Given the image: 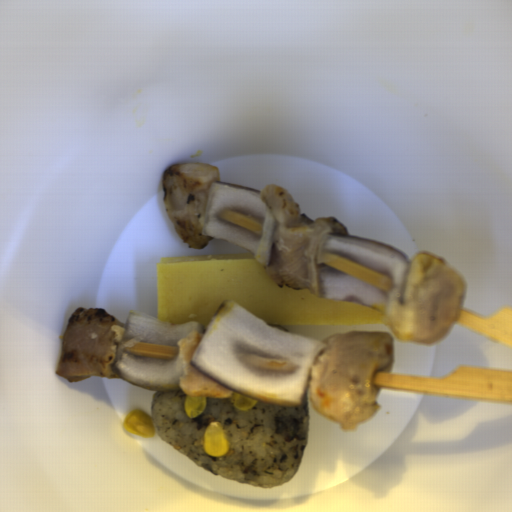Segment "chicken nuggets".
I'll return each mask as SVG.
<instances>
[{
  "label": "chicken nuggets",
  "mask_w": 512,
  "mask_h": 512,
  "mask_svg": "<svg viewBox=\"0 0 512 512\" xmlns=\"http://www.w3.org/2000/svg\"><path fill=\"white\" fill-rule=\"evenodd\" d=\"M260 196L274 217L270 266H262L275 286L308 289L321 298V266H326L328 234L349 233L335 216L315 220L301 212L295 196L284 186L265 185ZM350 234V233H349Z\"/></svg>",
  "instance_id": "obj_2"
},
{
  "label": "chicken nuggets",
  "mask_w": 512,
  "mask_h": 512,
  "mask_svg": "<svg viewBox=\"0 0 512 512\" xmlns=\"http://www.w3.org/2000/svg\"><path fill=\"white\" fill-rule=\"evenodd\" d=\"M408 260L402 306L391 303L382 311L388 330H351L320 341L327 348L310 370L306 393L311 408L339 430L357 429L381 408L376 399L382 388L374 375L394 371L395 341L441 343L455 327L464 277L429 250Z\"/></svg>",
  "instance_id": "obj_1"
},
{
  "label": "chicken nuggets",
  "mask_w": 512,
  "mask_h": 512,
  "mask_svg": "<svg viewBox=\"0 0 512 512\" xmlns=\"http://www.w3.org/2000/svg\"><path fill=\"white\" fill-rule=\"evenodd\" d=\"M213 180L222 182L221 173L209 163L170 164L161 174L168 219L187 248L202 249L215 239L202 233V217Z\"/></svg>",
  "instance_id": "obj_4"
},
{
  "label": "chicken nuggets",
  "mask_w": 512,
  "mask_h": 512,
  "mask_svg": "<svg viewBox=\"0 0 512 512\" xmlns=\"http://www.w3.org/2000/svg\"><path fill=\"white\" fill-rule=\"evenodd\" d=\"M203 333V330H192L188 336L178 340L176 344L184 358V373L179 380L178 386L185 395L200 398L229 399L235 391L219 383L190 363L195 351L199 347Z\"/></svg>",
  "instance_id": "obj_5"
},
{
  "label": "chicken nuggets",
  "mask_w": 512,
  "mask_h": 512,
  "mask_svg": "<svg viewBox=\"0 0 512 512\" xmlns=\"http://www.w3.org/2000/svg\"><path fill=\"white\" fill-rule=\"evenodd\" d=\"M125 323L104 307L78 306L68 319L54 375L76 383L93 376L121 379L114 364Z\"/></svg>",
  "instance_id": "obj_3"
}]
</instances>
